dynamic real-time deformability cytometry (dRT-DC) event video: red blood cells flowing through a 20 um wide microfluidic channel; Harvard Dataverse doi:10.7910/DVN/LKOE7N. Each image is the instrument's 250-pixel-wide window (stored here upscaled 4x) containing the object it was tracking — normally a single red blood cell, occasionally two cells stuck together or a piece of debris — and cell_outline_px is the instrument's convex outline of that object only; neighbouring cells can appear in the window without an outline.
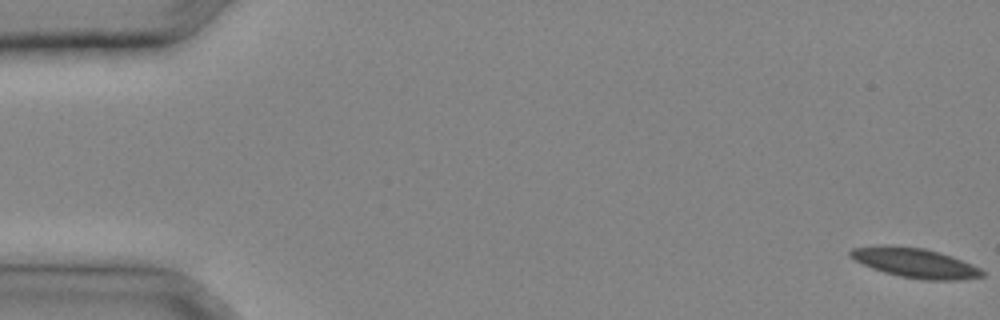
{"species": "common noctule bat (a hibernating species)", "species_latin": "Nyctalus noctula", "temperature_condition": "cold", "stored_images_in_passage": 32, "camera_frame_rate_fps": 3000, "um_per_image_px": 0.085, "animal": {"sex": "male", "body_mass_g": 20.4}, "frame": {"image": 1, "passage_image": 1, "time_ms": 0.0, "image_size_px": [1000, 320], "cell_outline_px": [[984, 276], [960, 280], [924, 280], [900, 276], [884, 272], [872, 268], [848, 256], [848, 252], [852, 248], [880, 244], [888, 244], [924, 248], [940, 252], [952, 256], [972, 264], [980, 268], [984, 272]], "centroid_in_image_um": [77.77, 22.32], "position_along_channel_um": 7.2, "area_um2": 23.0}}
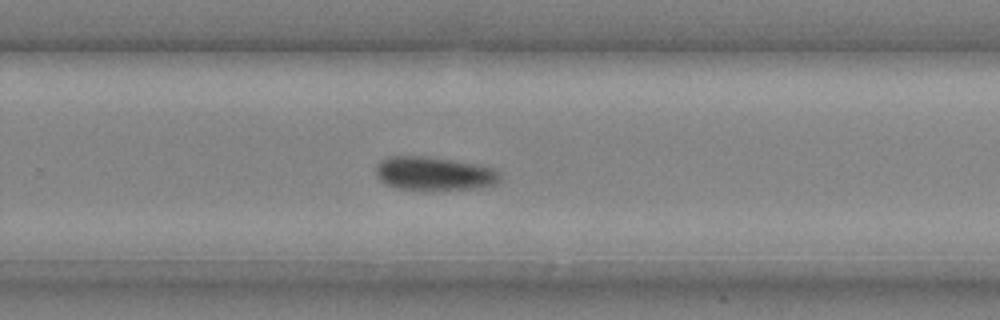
{"frame": {"image": 2, "passage_image": 22, "time_ms": 7.0, "image_size_px": [1000, 320], "cell_outline_px": [[500, 180], [496, 184], [480, 188], [400, 188], [384, 184], [376, 172], [376, 164], [380, 160], [388, 156], [428, 156], [476, 164], [496, 168], [500, 172]], "centroid_in_image_um": [36.93, 14.72], "position_along_channel_um": 292.9, "area_um2": 23.93}}
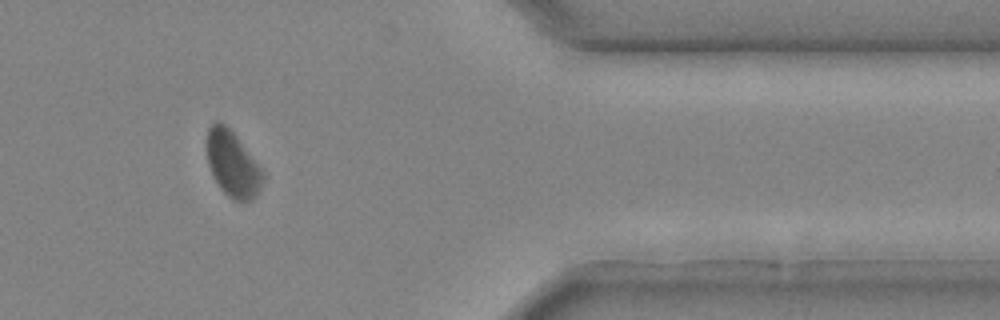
{"frame": {"image": 3, "passage_image": 28, "time_ms": 9.0, "image_size_px": [1000, 320], "cell_outline_px": [[264, 180], [256, 196], [252, 200], [244, 204], [232, 200], [220, 188], [208, 164], [208, 128], [216, 120], [220, 120], [236, 136], [264, 172]], "centroid_in_image_um": [19.8, 14.0], "position_along_channel_um": 391.6, "area_um2": 21.27}}